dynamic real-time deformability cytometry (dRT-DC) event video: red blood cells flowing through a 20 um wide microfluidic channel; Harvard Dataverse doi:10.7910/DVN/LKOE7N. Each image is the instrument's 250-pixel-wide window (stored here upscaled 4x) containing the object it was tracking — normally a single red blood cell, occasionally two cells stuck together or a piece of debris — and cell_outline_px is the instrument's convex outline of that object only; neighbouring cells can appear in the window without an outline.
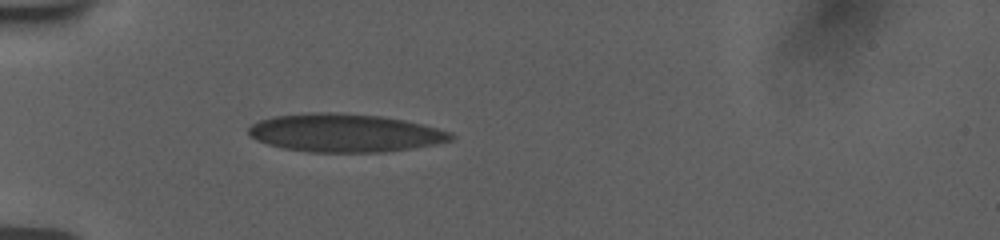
{"species": "human", "species_latin": "Homo sapiens", "temperature_condition": "room temperature", "stored_images_in_passage": 10, "camera_frame_rate_fps": 3000, "um_per_image_px": 0.085, "donor": {"sex": "female"}, "frame": {"image": 1, "passage_image": 5, "time_ms": 2.0, "image_size_px": [1000, 240], "cell_outline_px": [[452, 136], [448, 140], [404, 148], [380, 152], [308, 152], [288, 148], [272, 144], [260, 140], [252, 136], [248, 132], [248, 128], [252, 124], [260, 120], [280, 116], [316, 112], [332, 112], [380, 116], [400, 120], [448, 132]], "centroid_in_image_um": [29.19, 11.29], "position_along_channel_um": 55.8, "area_um2": 43.06}}
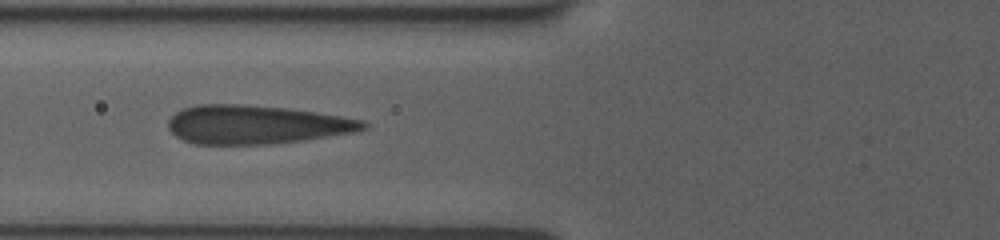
{"frame": {"image": 2, "passage_image": 9, "time_ms": 3.667, "image_size_px": [1000, 240], "cell_outline_px": [[368, 128], [352, 132], [304, 140], [268, 144], [192, 144], [176, 136], [168, 128], [168, 120], [176, 112], [184, 108], [200, 104], [236, 104], [284, 108], [312, 112], [360, 120], [368, 124]], "centroid_in_image_um": [21.7, 10.6], "position_along_channel_um": 104.1, "area_um2": 43.35}}